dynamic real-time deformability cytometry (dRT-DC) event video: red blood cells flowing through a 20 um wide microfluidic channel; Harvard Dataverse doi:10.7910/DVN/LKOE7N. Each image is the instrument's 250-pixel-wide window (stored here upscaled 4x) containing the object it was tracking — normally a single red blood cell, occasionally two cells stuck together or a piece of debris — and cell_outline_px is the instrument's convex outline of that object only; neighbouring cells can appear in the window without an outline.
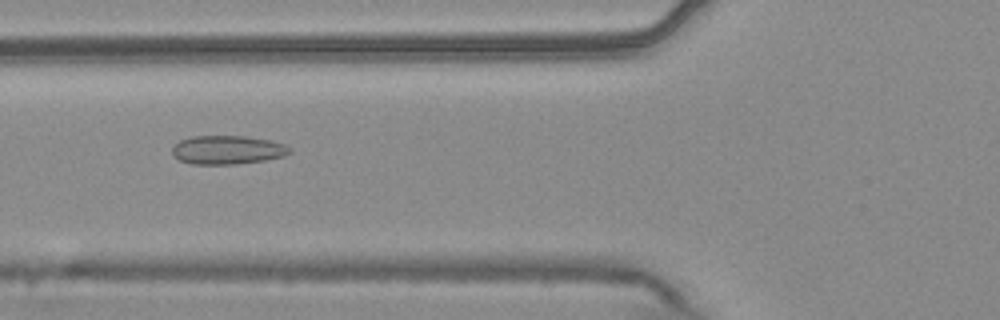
{"species": "common noctule bat (a hibernating species)", "species_latin": "Nyctalus noctula", "temperature_condition": "warm", "stored_images_in_passage": 51, "camera_frame_rate_fps": 3000, "um_per_image_px": 0.085, "animal": {"sex": "male", "body_mass_g": 20.4}, "frame": {"image": 1, "passage_image": 21, "time_ms": 6.667, "image_size_px": [1000, 320], "cell_outline_px": [[292, 152], [284, 156], [264, 160], [236, 164], [192, 164], [180, 160], [172, 156], [172, 148], [180, 140], [192, 136], [244, 136], [272, 140], [284, 144], [292, 148]], "centroid_in_image_um": [19.35, 12.74], "position_along_channel_um": 106.4, "area_um2": 19.77}}
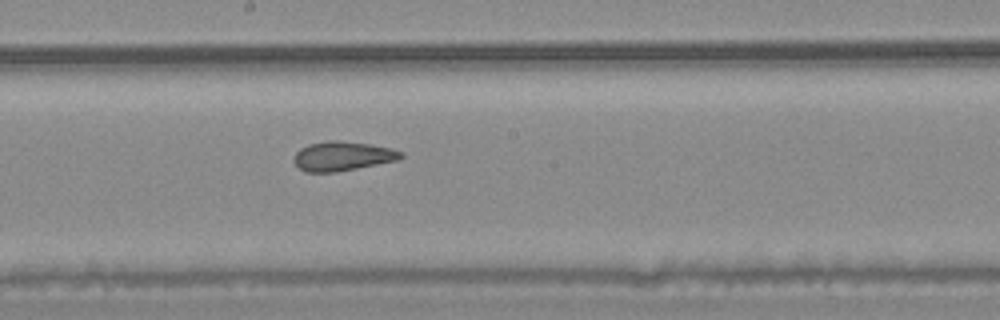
{"frame": {"image": 2, "passage_image": 30, "time_ms": 9.667, "image_size_px": [1000, 320], "cell_outline_px": [[404, 156], [396, 160], [336, 172], [304, 172], [292, 160], [296, 152], [300, 148], [308, 144], [328, 140], [336, 140], [368, 144], [392, 148], [404, 152]], "centroid_in_image_um": [29.08, 13.26], "position_along_channel_um": 219.1, "area_um2": 18.21}}
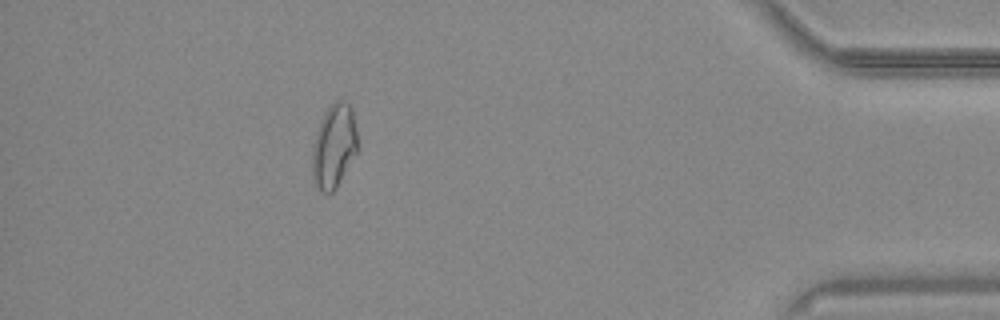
{"frame": {"image": 3, "passage_image": 49, "time_ms": 16.0, "image_size_px": [1000, 320], "cell_outline_px": [[356, 152], [336, 188], [328, 196], [320, 192], [312, 180], [312, 144], [320, 120], [324, 112], [336, 100], [344, 100], [352, 108], [356, 132]], "centroid_in_image_um": [28.34, 12.45], "position_along_channel_um": 406.9, "area_um2": 22.2}, "authors_computed_cell_mechanics": {"area_um2": 19.9988, "velocity_mm_per_s": 3.7381, "shape_relaxation_time_tau1_ms": null, "shape_relaxation_time_tau2_ms": 1.9307, "deformation_change_tau1": null, "deformation_change_tau2": 0.0798}}